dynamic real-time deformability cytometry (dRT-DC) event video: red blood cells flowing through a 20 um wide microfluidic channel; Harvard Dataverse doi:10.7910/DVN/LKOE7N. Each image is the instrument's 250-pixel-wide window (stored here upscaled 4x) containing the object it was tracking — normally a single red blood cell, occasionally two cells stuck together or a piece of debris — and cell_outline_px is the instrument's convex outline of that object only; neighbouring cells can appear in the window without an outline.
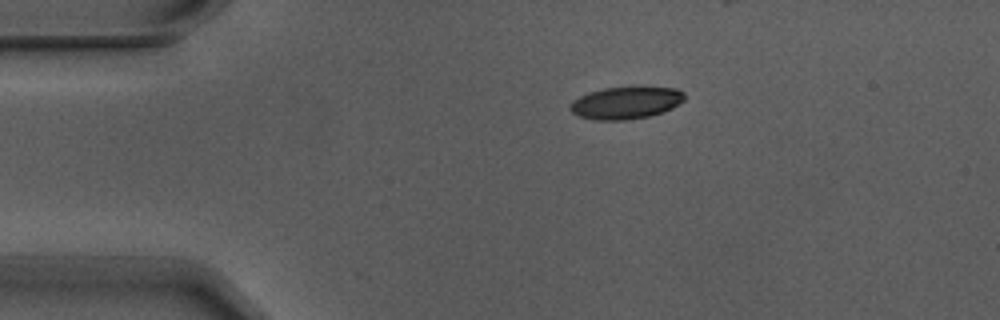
{"species": "Egyptian fruit bat (a non-hibernating species)", "species_latin": "Rousettus aegyptiacus", "temperature_condition": "warm", "stored_images_in_passage": 5, "camera_frame_rate_fps": 3000, "um_per_image_px": 0.085, "animal": {"sex": "male"}, "frame": {"image": 1, "passage_image": 5, "time_ms": 1.333, "image_size_px": [1000, 320], "cell_outline_px": [[684, 100], [680, 104], [664, 112], [648, 116], [624, 120], [596, 120], [580, 116], [572, 112], [568, 108], [572, 100], [588, 92], [604, 88], [636, 84], [676, 88], [684, 92]], "centroid_in_image_um": [53.24, 8.68], "position_along_channel_um": 31.8, "area_um2": 22.31}}